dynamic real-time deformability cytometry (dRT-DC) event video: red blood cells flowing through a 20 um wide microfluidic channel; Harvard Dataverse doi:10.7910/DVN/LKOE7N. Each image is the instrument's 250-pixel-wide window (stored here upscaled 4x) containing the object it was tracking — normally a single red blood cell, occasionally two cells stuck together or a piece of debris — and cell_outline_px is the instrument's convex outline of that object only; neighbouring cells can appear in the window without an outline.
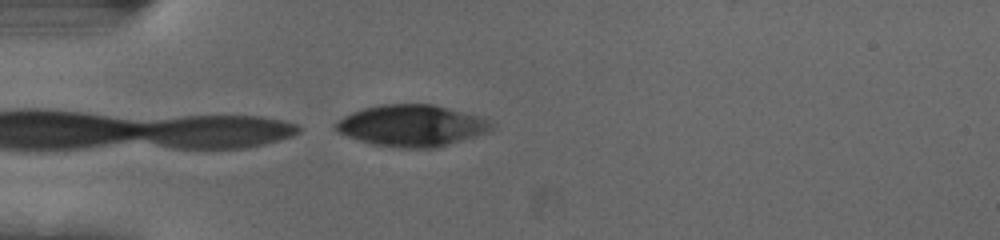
{"species": "human", "species_latin": "Homo sapiens", "temperature_condition": "cold", "stored_images_in_passage": 16, "camera_frame_rate_fps": 3000, "um_per_image_px": 0.085, "donor": {"sex": "female"}, "frame": {"image": 1, "passage_image": 16, "time_ms": 5.0, "image_size_px": [1000, 240], "cell_outline_px": [[496, 124], [488, 132], [436, 148], [404, 148], [372, 144], [336, 132], [332, 128], [332, 124], [344, 116], [352, 112], [364, 108], [380, 104], [432, 104], [488, 116]], "centroid_in_image_um": [35.05, 10.66], "position_along_channel_um": 49.9, "area_um2": 38.32}}